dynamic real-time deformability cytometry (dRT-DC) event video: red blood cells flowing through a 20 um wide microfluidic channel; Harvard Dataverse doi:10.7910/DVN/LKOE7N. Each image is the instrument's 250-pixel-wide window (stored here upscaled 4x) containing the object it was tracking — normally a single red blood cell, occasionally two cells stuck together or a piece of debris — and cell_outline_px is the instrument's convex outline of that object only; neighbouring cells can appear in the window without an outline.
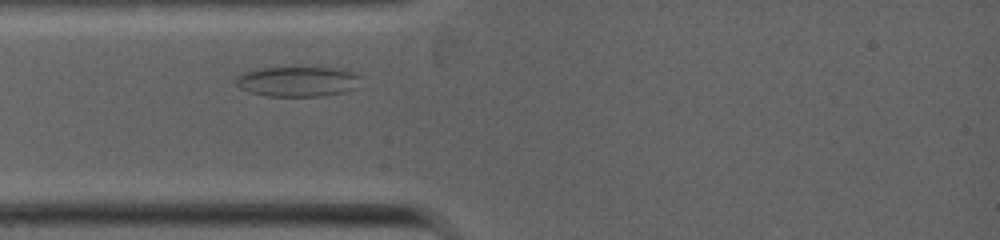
{"species": "common noctule bat (a hibernating species)", "species_latin": "Nyctalus noctula", "temperature_condition": "warm", "stored_images_in_passage": 12, "camera_frame_rate_fps": 5000, "um_per_image_px": 0.085, "animal": {"sex": "female", "body_mass_g": 19.0, "forearm_length_mm": 53.3}, "frame": {"image": 1, "passage_image": 1, "time_ms": 0.0, "image_size_px": [1000, 240], "cell_outline_px": [[360, 76], [356, 88], [340, 92], [320, 96], [268, 96], [248, 92], [240, 88], [236, 84], [236, 80], [244, 72], [264, 68], [332, 68], [352, 72]], "centroid_in_image_um": [25.27, 6.94], "position_along_channel_um": 59.7, "area_um2": 21.39}}
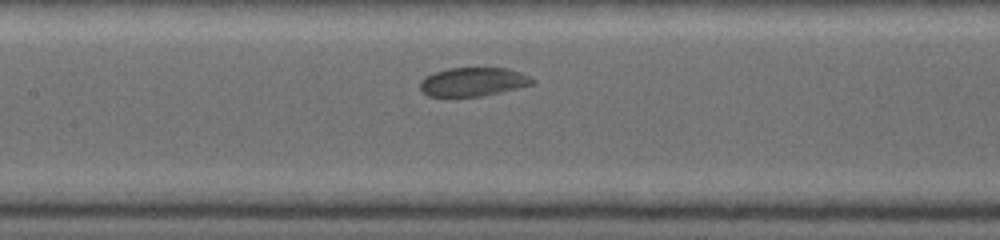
{"frame": {"image": 2, "passage_image": 6, "time_ms": 2.2, "image_size_px": [1000, 240], "cell_outline_px": [[536, 80], [532, 84], [484, 96], [428, 96], [420, 88], [420, 80], [436, 72], [448, 68], [508, 68], [520, 72]], "centroid_in_image_um": [40.22, 6.95], "position_along_channel_um": 167.2, "area_um2": 18.55}}
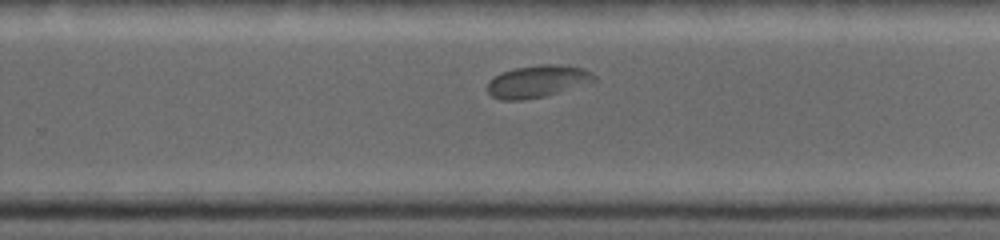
{"frame": {"image": 3, "passage_image": 11, "time_ms": 4.6, "image_size_px": [1000, 240], "cell_outline_px": [[596, 84], [548, 96], [520, 100], [500, 100], [492, 96], [488, 92], [488, 80], [500, 72], [516, 68], [540, 64], [556, 64], [580, 68], [592, 72], [596, 76]], "centroid_in_image_um": [45.77, 6.93], "position_along_channel_um": 284.0, "area_um2": 20.69}}